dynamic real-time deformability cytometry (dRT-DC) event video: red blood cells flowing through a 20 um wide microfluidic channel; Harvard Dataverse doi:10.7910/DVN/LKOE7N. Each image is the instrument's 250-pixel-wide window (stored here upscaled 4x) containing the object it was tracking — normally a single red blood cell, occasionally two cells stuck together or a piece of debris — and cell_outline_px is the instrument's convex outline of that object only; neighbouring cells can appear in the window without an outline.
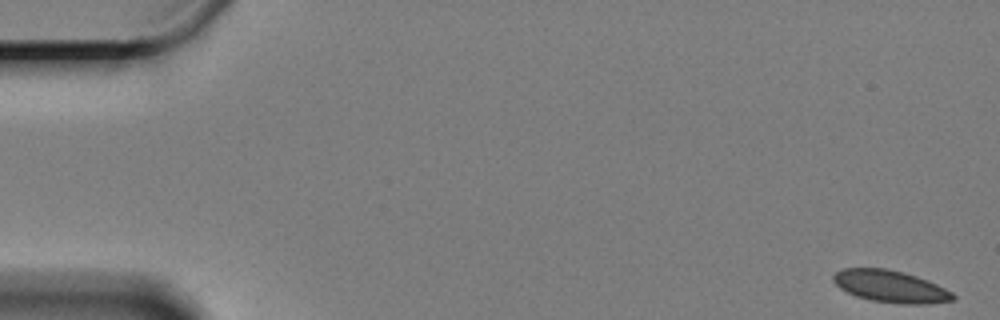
{"species": "Egyptian fruit bat (a non-hibernating species)", "species_latin": "Rousettus aegyptiacus", "temperature_condition": "cold", "stored_images_in_passage": 61, "camera_frame_rate_fps": 3000, "um_per_image_px": 0.085, "animal": {"sex": "female"}, "frame": {"image": 1, "passage_image": 1, "time_ms": 0.0, "image_size_px": [1000, 320], "cell_outline_px": [[956, 296], [952, 300], [924, 304], [900, 304], [872, 300], [856, 296], [840, 288], [832, 280], [832, 276], [836, 272], [844, 268], [888, 268], [916, 276], [928, 280], [952, 292]], "centroid_in_image_um": [75.68, 24.34], "position_along_channel_um": 9.3, "area_um2": 22.2}}
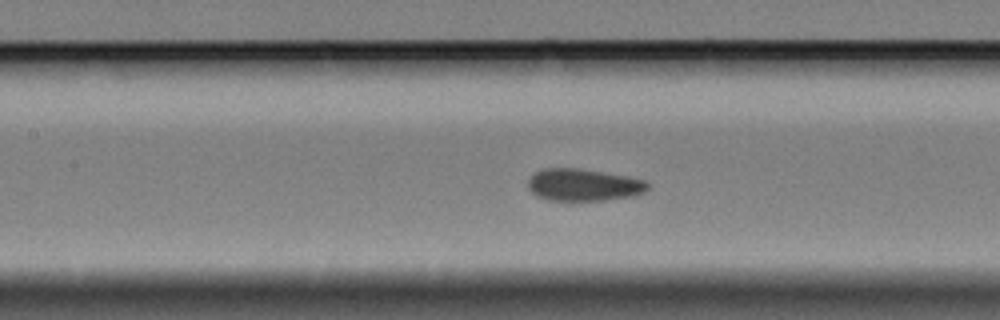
{"frame": {"image": 2, "passage_image": 27, "time_ms": 8.667, "image_size_px": [1000, 320], "cell_outline_px": [[648, 188], [644, 192], [632, 196], [604, 200], [548, 200], [536, 196], [528, 188], [528, 176], [544, 168], [580, 168], [628, 176], [644, 180], [648, 184]], "centroid_in_image_um": [49.56, 15.7], "position_along_channel_um": 157.8, "area_um2": 22.48}}
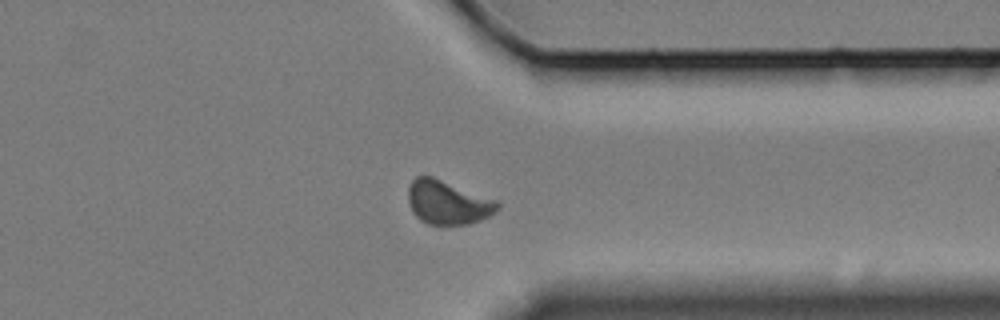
{"frame": {"image": 3, "passage_image": 47, "time_ms": 15.333, "image_size_px": [1000, 320], "cell_outline_px": [[500, 208], [496, 212], [480, 220], [468, 224], [428, 224], [420, 220], [412, 212], [408, 204], [408, 188], [412, 180], [416, 176], [432, 176], [496, 200], [500, 204]], "centroid_in_image_um": [38.04, 17.2], "position_along_channel_um": 373.4, "area_um2": 22.77}, "authors_computed_cell_mechanics": {"area_um2": 22.4842, "velocity_mm_per_s": 3.2708, "shape_relaxation_time_tau1_ms": 3.1455, "shape_relaxation_time_tau2_ms": null, "deformation_change_tau1": 0.0762, "deformation_change_tau2": null}}